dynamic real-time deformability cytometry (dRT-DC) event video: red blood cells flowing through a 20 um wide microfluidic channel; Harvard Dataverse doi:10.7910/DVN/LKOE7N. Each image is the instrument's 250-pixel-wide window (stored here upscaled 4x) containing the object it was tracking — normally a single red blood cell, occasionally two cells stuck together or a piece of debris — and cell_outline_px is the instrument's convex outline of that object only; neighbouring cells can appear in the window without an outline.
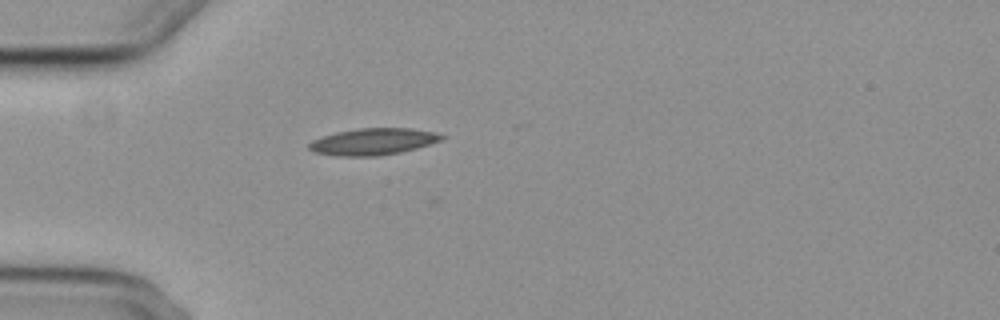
{"species": "common noctule bat (a hibernating species)", "species_latin": "Nyctalus noctula", "temperature_condition": "cold", "stored_images_in_passage": 3, "camera_frame_rate_fps": 3000, "um_per_image_px": 0.085, "animal": {"sex": "female", "body_mass_g": 29.2, "forearm_length_mm": 56.3}, "frame": {"image": 1, "passage_image": 3, "time_ms": 2.667, "image_size_px": [1000, 320], "cell_outline_px": [[448, 136], [440, 140], [416, 148], [400, 152], [376, 156], [336, 156], [312, 152], [308, 148], [308, 144], [312, 140], [336, 132], [356, 128], [412, 128], [436, 132]], "centroid_in_image_um": [31.7, 12.03], "position_along_channel_um": 53.3, "area_um2": 20.69}}